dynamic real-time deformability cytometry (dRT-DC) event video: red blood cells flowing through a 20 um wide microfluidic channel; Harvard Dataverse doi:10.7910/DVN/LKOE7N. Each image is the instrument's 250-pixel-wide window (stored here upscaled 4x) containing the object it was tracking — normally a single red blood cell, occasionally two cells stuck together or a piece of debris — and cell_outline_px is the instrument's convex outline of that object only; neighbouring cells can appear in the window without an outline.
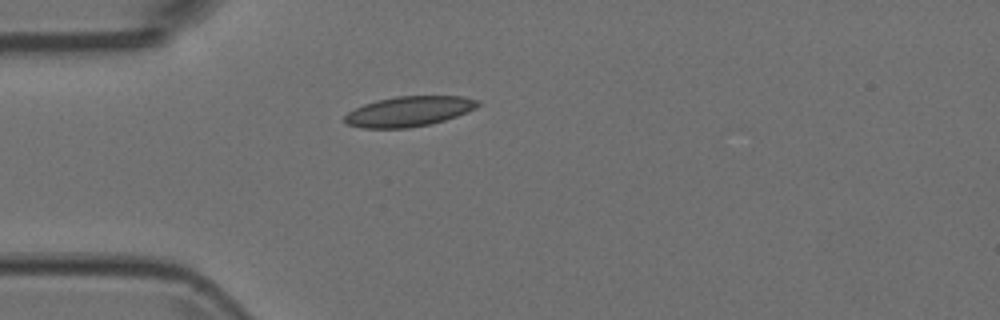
{"species": "Egyptian fruit bat (a non-hibernating species)", "species_latin": "Rousettus aegyptiacus", "temperature_condition": "room temperature", "stored_images_in_passage": 3, "camera_frame_rate_fps": 3000, "um_per_image_px": 0.085, "animal": {"sex": "female"}, "frame": {"image": 1, "passage_image": 3, "time_ms": 0.667, "image_size_px": [1000, 320], "cell_outline_px": [[480, 104], [476, 108], [468, 112], [444, 120], [428, 124], [408, 128], [360, 128], [348, 124], [344, 120], [344, 116], [348, 112], [364, 104], [376, 100], [396, 96], [464, 96], [480, 100]], "centroid_in_image_um": [34.77, 9.46], "position_along_channel_um": 50.2, "area_um2": 23.41}}